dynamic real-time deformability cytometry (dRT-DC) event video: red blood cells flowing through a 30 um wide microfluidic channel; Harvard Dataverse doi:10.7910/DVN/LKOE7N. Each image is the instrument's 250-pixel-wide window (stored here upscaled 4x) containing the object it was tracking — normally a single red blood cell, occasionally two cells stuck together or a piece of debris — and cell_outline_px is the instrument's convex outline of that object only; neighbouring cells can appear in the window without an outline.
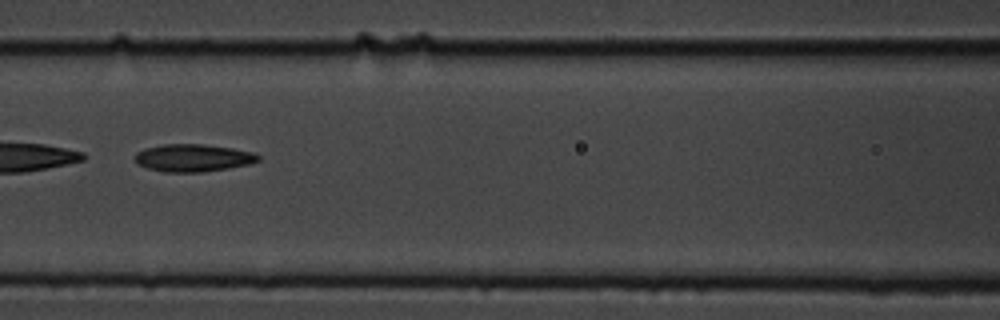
{"species": "common noctule bat (a hibernating species)", "species_latin": "Nyctalus noctula", "temperature_condition": "cold", "stored_images_in_passage": 37, "camera_frame_rate_fps": 3000, "um_per_image_px": 0.085, "animal": {"sex": "male", "body_mass_g": 19.5, "forearm_length_mm": 54.6}, "frame": {"image": 1, "passage_image": 11, "time_ms": 3.333, "image_size_px": [1000, 320], "cell_outline_px": [[260, 160], [248, 164], [228, 168], [200, 172], [164, 172], [148, 168], [136, 164], [132, 156], [136, 152], [144, 148], [164, 144], [204, 144], [232, 148], [256, 152], [260, 156]], "centroid_in_image_um": [16.38, 13.41], "position_along_channel_um": 150.2, "area_um2": 20.0}, "authors_computed_cell_mechanics": {"area_um2": 19.7098, "velocity_mm_per_s": 3.6703, "shape_relaxation_time_tau1_ms": 4.288, "shape_relaxation_time_tau2_ms": 5.4207, "deformation_change_tau1": 0.1219, "deformation_change_tau2": 0.1434}}